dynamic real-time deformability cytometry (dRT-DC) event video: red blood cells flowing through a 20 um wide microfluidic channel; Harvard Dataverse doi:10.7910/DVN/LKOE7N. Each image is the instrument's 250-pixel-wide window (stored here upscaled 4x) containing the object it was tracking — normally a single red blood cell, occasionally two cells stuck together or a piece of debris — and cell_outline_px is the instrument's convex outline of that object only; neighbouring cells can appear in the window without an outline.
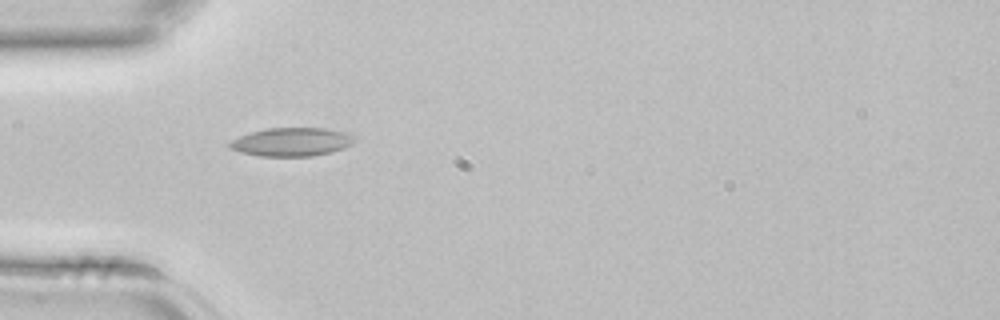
{"species": "common noctule bat (a hibernating species)", "species_latin": "Nyctalus noctula", "temperature_condition": "room temperature", "stored_images_in_passage": 5, "camera_frame_rate_fps": 3000, "um_per_image_px": 0.085, "animal": {"sex": "female", "body_mass_g": 22.7, "forearm_length_mm": 54.2}, "frame": {"image": 1, "passage_image": 4, "time_ms": 1.0, "image_size_px": [1000, 320], "cell_outline_px": [[356, 140], [352, 144], [344, 148], [332, 152], [312, 156], [260, 156], [240, 152], [228, 148], [228, 144], [232, 140], [240, 136], [252, 132], [268, 128], [324, 128], [348, 132]], "centroid_in_image_um": [24.81, 12.07], "position_along_channel_um": 60.2, "area_um2": 20.75}}